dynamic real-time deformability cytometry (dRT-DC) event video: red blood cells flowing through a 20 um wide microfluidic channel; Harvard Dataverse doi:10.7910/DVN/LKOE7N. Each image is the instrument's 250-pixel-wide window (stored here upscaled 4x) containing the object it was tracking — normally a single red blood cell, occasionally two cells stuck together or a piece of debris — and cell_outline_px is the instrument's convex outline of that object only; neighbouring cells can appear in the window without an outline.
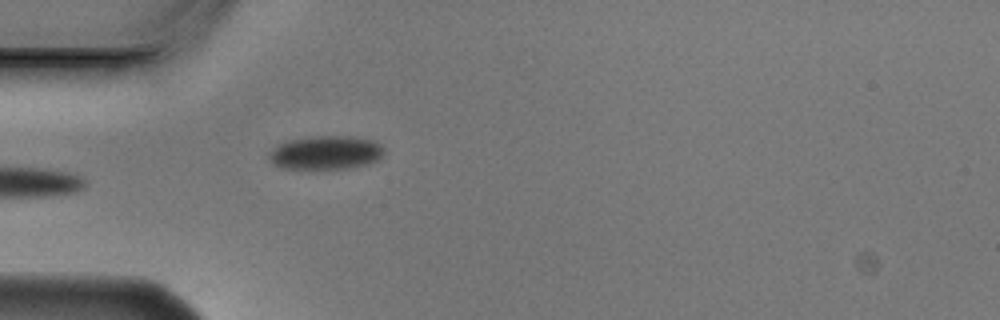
{"species": "Egyptian fruit bat (a non-hibernating species)", "species_latin": "Rousettus aegyptiacus", "temperature_condition": "cold", "stored_images_in_passage": 4, "camera_frame_rate_fps": 3000, "um_per_image_px": 0.085, "animal": {"sex": "male"}, "frame": {"image": 1, "passage_image": 4, "time_ms": 1.0, "image_size_px": [1000, 320], "cell_outline_px": [[384, 152], [376, 160], [368, 164], [348, 168], [284, 168], [272, 164], [268, 160], [268, 152], [276, 144], [288, 140], [316, 136], [352, 136], [376, 140], [384, 148]], "centroid_in_image_um": [27.66, 12.96], "position_along_channel_um": 57.3, "area_um2": 22.72}}